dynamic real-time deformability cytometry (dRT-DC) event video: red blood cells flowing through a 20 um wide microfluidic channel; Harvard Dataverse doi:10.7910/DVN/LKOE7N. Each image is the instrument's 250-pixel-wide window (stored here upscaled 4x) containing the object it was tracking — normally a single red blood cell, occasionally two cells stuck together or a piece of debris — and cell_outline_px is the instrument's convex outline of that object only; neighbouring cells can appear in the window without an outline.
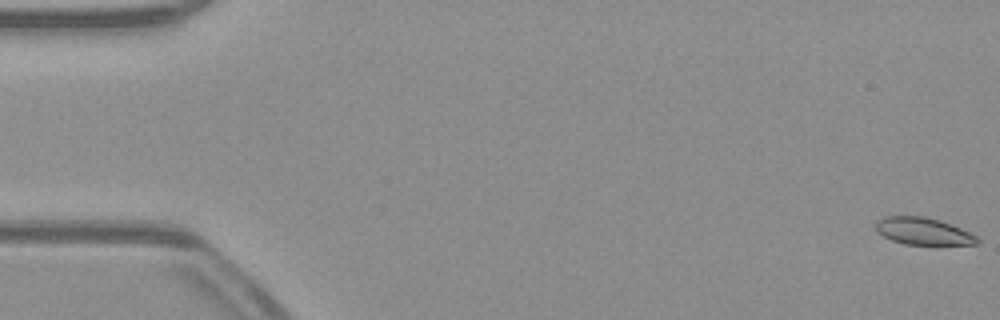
{"species": "common noctule bat (a hibernating species)", "species_latin": "Nyctalus noctula", "temperature_condition": "warm", "stored_images_in_passage": 54, "camera_frame_rate_fps": 3000, "um_per_image_px": 0.085, "animal": {"sex": "male", "body_mass_g": 23.1, "forearm_length_mm": 52.7}, "frame": {"image": 1, "passage_image": 1, "time_ms": 0.0, "image_size_px": [1000, 320], "cell_outline_px": [[980, 240], [976, 244], [936, 248], [904, 244], [892, 240], [884, 236], [876, 228], [876, 220], [884, 216], [924, 216], [940, 220], [960, 228], [976, 236]], "centroid_in_image_um": [78.53, 19.71], "position_along_channel_um": 6.5, "area_um2": 16.82}}
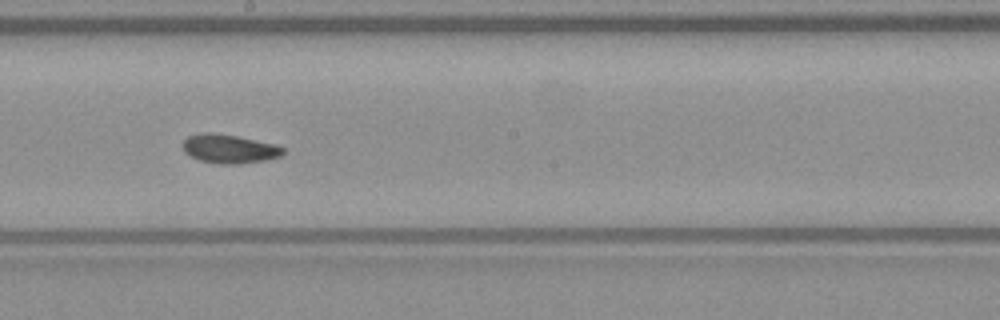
{"frame": {"image": 2, "passage_image": 30, "time_ms": 9.667, "image_size_px": [1000, 320], "cell_outline_px": [[284, 152], [280, 156], [264, 160], [240, 164], [220, 164], [200, 160], [184, 152], [184, 140], [188, 136], [208, 132], [212, 132], [236, 136], [276, 144], [284, 148]], "centroid_in_image_um": [19.51, 12.65], "position_along_channel_um": 228.7, "area_um2": 16.65}}
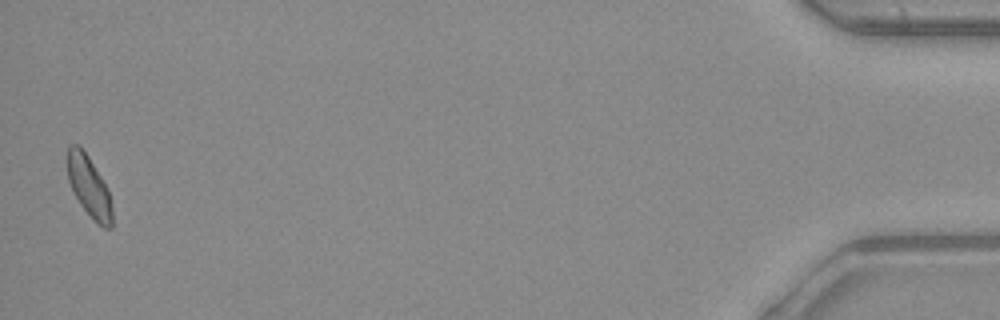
{"frame": {"image": 3, "passage_image": 53, "time_ms": 17.333, "image_size_px": [1000, 320], "cell_outline_px": [[112, 228], [104, 228], [80, 204], [68, 180], [68, 148], [72, 144], [80, 144], [88, 156], [100, 176], [108, 192], [112, 208]], "centroid_in_image_um": [7.56, 15.82], "position_along_channel_um": 427.6, "area_um2": 15.26}, "authors_computed_cell_mechanics": {"area_um2": 16.5597, "velocity_mm_per_s": 3.9059, "shape_relaxation_time_tau1_ms": 4.9786, "shape_relaxation_time_tau2_ms": 2.1538, "deformation_change_tau1": 0.104, "deformation_change_tau2": 0.0708}}